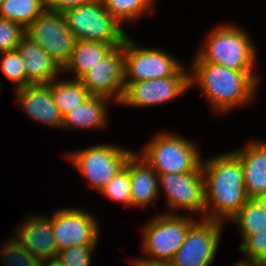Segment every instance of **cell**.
<instances>
[{"label": "cell", "instance_id": "27", "mask_svg": "<svg viewBox=\"0 0 266 266\" xmlns=\"http://www.w3.org/2000/svg\"><path fill=\"white\" fill-rule=\"evenodd\" d=\"M3 58L1 63V69L5 76L14 82L17 86L15 89L24 88L27 86V75L24 59L21 57L19 51L12 50L2 52Z\"/></svg>", "mask_w": 266, "mask_h": 266}, {"label": "cell", "instance_id": "32", "mask_svg": "<svg viewBox=\"0 0 266 266\" xmlns=\"http://www.w3.org/2000/svg\"><path fill=\"white\" fill-rule=\"evenodd\" d=\"M94 0H45L47 10L64 12L70 8L83 5Z\"/></svg>", "mask_w": 266, "mask_h": 266}, {"label": "cell", "instance_id": "33", "mask_svg": "<svg viewBox=\"0 0 266 266\" xmlns=\"http://www.w3.org/2000/svg\"><path fill=\"white\" fill-rule=\"evenodd\" d=\"M133 266H173L171 261L159 259H141L132 262Z\"/></svg>", "mask_w": 266, "mask_h": 266}, {"label": "cell", "instance_id": "9", "mask_svg": "<svg viewBox=\"0 0 266 266\" xmlns=\"http://www.w3.org/2000/svg\"><path fill=\"white\" fill-rule=\"evenodd\" d=\"M181 64L157 49L139 48L126 36L124 39V83H133L175 75ZM128 76L131 78L127 79Z\"/></svg>", "mask_w": 266, "mask_h": 266}, {"label": "cell", "instance_id": "6", "mask_svg": "<svg viewBox=\"0 0 266 266\" xmlns=\"http://www.w3.org/2000/svg\"><path fill=\"white\" fill-rule=\"evenodd\" d=\"M25 35L40 45L61 69L69 62L76 39L62 12L46 9L26 28Z\"/></svg>", "mask_w": 266, "mask_h": 266}, {"label": "cell", "instance_id": "19", "mask_svg": "<svg viewBox=\"0 0 266 266\" xmlns=\"http://www.w3.org/2000/svg\"><path fill=\"white\" fill-rule=\"evenodd\" d=\"M138 157L133 153L129 157V178L131 181V202L132 205H146L159 193L158 174L153 167L141 157V162L137 163Z\"/></svg>", "mask_w": 266, "mask_h": 266}, {"label": "cell", "instance_id": "30", "mask_svg": "<svg viewBox=\"0 0 266 266\" xmlns=\"http://www.w3.org/2000/svg\"><path fill=\"white\" fill-rule=\"evenodd\" d=\"M25 32L26 29L20 24L0 18V51L16 50Z\"/></svg>", "mask_w": 266, "mask_h": 266}, {"label": "cell", "instance_id": "7", "mask_svg": "<svg viewBox=\"0 0 266 266\" xmlns=\"http://www.w3.org/2000/svg\"><path fill=\"white\" fill-rule=\"evenodd\" d=\"M195 221L174 213L162 214L144 228V250L151 259L171 261L184 243L185 236Z\"/></svg>", "mask_w": 266, "mask_h": 266}, {"label": "cell", "instance_id": "1", "mask_svg": "<svg viewBox=\"0 0 266 266\" xmlns=\"http://www.w3.org/2000/svg\"><path fill=\"white\" fill-rule=\"evenodd\" d=\"M204 178L205 209H215L206 219H232L249 200L243 177V166L234 153H226L201 163ZM205 175V176H204Z\"/></svg>", "mask_w": 266, "mask_h": 266}, {"label": "cell", "instance_id": "26", "mask_svg": "<svg viewBox=\"0 0 266 266\" xmlns=\"http://www.w3.org/2000/svg\"><path fill=\"white\" fill-rule=\"evenodd\" d=\"M130 186L128 158L125 166L116 173L100 192L116 202H122L129 206L132 205Z\"/></svg>", "mask_w": 266, "mask_h": 266}, {"label": "cell", "instance_id": "12", "mask_svg": "<svg viewBox=\"0 0 266 266\" xmlns=\"http://www.w3.org/2000/svg\"><path fill=\"white\" fill-rule=\"evenodd\" d=\"M190 76L183 67L173 76L125 83V93L121 103L143 107L161 104L176 98L190 87Z\"/></svg>", "mask_w": 266, "mask_h": 266}, {"label": "cell", "instance_id": "3", "mask_svg": "<svg viewBox=\"0 0 266 266\" xmlns=\"http://www.w3.org/2000/svg\"><path fill=\"white\" fill-rule=\"evenodd\" d=\"M207 47L193 63H212L229 69L252 72L255 50L246 34L234 26H221L209 35Z\"/></svg>", "mask_w": 266, "mask_h": 266}, {"label": "cell", "instance_id": "22", "mask_svg": "<svg viewBox=\"0 0 266 266\" xmlns=\"http://www.w3.org/2000/svg\"><path fill=\"white\" fill-rule=\"evenodd\" d=\"M53 82H51V93L62 117L80 106L91 96L79 79Z\"/></svg>", "mask_w": 266, "mask_h": 266}, {"label": "cell", "instance_id": "28", "mask_svg": "<svg viewBox=\"0 0 266 266\" xmlns=\"http://www.w3.org/2000/svg\"><path fill=\"white\" fill-rule=\"evenodd\" d=\"M5 246L1 252L4 255L2 262L6 266H41V261L30 253L18 239H12Z\"/></svg>", "mask_w": 266, "mask_h": 266}, {"label": "cell", "instance_id": "21", "mask_svg": "<svg viewBox=\"0 0 266 266\" xmlns=\"http://www.w3.org/2000/svg\"><path fill=\"white\" fill-rule=\"evenodd\" d=\"M107 99L101 96H90L80 106L63 117L62 127L98 128L104 126L106 122L105 100Z\"/></svg>", "mask_w": 266, "mask_h": 266}, {"label": "cell", "instance_id": "20", "mask_svg": "<svg viewBox=\"0 0 266 266\" xmlns=\"http://www.w3.org/2000/svg\"><path fill=\"white\" fill-rule=\"evenodd\" d=\"M123 43H101L87 40H76L72 55L64 69L71 70L79 79L91 69L98 61L102 60L115 46Z\"/></svg>", "mask_w": 266, "mask_h": 266}, {"label": "cell", "instance_id": "25", "mask_svg": "<svg viewBox=\"0 0 266 266\" xmlns=\"http://www.w3.org/2000/svg\"><path fill=\"white\" fill-rule=\"evenodd\" d=\"M105 9L120 23L137 19L152 5V0H102Z\"/></svg>", "mask_w": 266, "mask_h": 266}, {"label": "cell", "instance_id": "4", "mask_svg": "<svg viewBox=\"0 0 266 266\" xmlns=\"http://www.w3.org/2000/svg\"><path fill=\"white\" fill-rule=\"evenodd\" d=\"M63 14L76 40L123 43L127 36L119 22L105 9L102 0L70 8Z\"/></svg>", "mask_w": 266, "mask_h": 266}, {"label": "cell", "instance_id": "36", "mask_svg": "<svg viewBox=\"0 0 266 266\" xmlns=\"http://www.w3.org/2000/svg\"><path fill=\"white\" fill-rule=\"evenodd\" d=\"M260 200H261V202L264 204L265 209H266V195L262 196V197L260 198Z\"/></svg>", "mask_w": 266, "mask_h": 266}, {"label": "cell", "instance_id": "10", "mask_svg": "<svg viewBox=\"0 0 266 266\" xmlns=\"http://www.w3.org/2000/svg\"><path fill=\"white\" fill-rule=\"evenodd\" d=\"M221 222L210 219L196 221L188 230L184 243L171 260L173 266H210L221 235Z\"/></svg>", "mask_w": 266, "mask_h": 266}, {"label": "cell", "instance_id": "15", "mask_svg": "<svg viewBox=\"0 0 266 266\" xmlns=\"http://www.w3.org/2000/svg\"><path fill=\"white\" fill-rule=\"evenodd\" d=\"M17 100L31 118L53 126H61L63 117L56 106L52 93L51 83L30 84L16 90Z\"/></svg>", "mask_w": 266, "mask_h": 266}, {"label": "cell", "instance_id": "18", "mask_svg": "<svg viewBox=\"0 0 266 266\" xmlns=\"http://www.w3.org/2000/svg\"><path fill=\"white\" fill-rule=\"evenodd\" d=\"M17 50L24 59L27 86L30 84H49L54 81V78L56 79L61 68L40 45L25 35L20 40Z\"/></svg>", "mask_w": 266, "mask_h": 266}, {"label": "cell", "instance_id": "5", "mask_svg": "<svg viewBox=\"0 0 266 266\" xmlns=\"http://www.w3.org/2000/svg\"><path fill=\"white\" fill-rule=\"evenodd\" d=\"M184 138L159 134L144 149L142 157L158 175L195 172L201 166L199 151Z\"/></svg>", "mask_w": 266, "mask_h": 266}, {"label": "cell", "instance_id": "16", "mask_svg": "<svg viewBox=\"0 0 266 266\" xmlns=\"http://www.w3.org/2000/svg\"><path fill=\"white\" fill-rule=\"evenodd\" d=\"M233 153L242 163L248 198L260 199L266 195V143H250L244 150Z\"/></svg>", "mask_w": 266, "mask_h": 266}, {"label": "cell", "instance_id": "34", "mask_svg": "<svg viewBox=\"0 0 266 266\" xmlns=\"http://www.w3.org/2000/svg\"><path fill=\"white\" fill-rule=\"evenodd\" d=\"M48 261H42L41 266H63L62 262L58 259V257L50 258L48 259ZM45 263L48 265H46Z\"/></svg>", "mask_w": 266, "mask_h": 266}, {"label": "cell", "instance_id": "17", "mask_svg": "<svg viewBox=\"0 0 266 266\" xmlns=\"http://www.w3.org/2000/svg\"><path fill=\"white\" fill-rule=\"evenodd\" d=\"M21 226L16 238L41 262L57 257L58 249L53 235L52 223L48 218L33 217Z\"/></svg>", "mask_w": 266, "mask_h": 266}, {"label": "cell", "instance_id": "31", "mask_svg": "<svg viewBox=\"0 0 266 266\" xmlns=\"http://www.w3.org/2000/svg\"><path fill=\"white\" fill-rule=\"evenodd\" d=\"M95 245H79L58 251L57 257L63 266H89L91 250Z\"/></svg>", "mask_w": 266, "mask_h": 266}, {"label": "cell", "instance_id": "29", "mask_svg": "<svg viewBox=\"0 0 266 266\" xmlns=\"http://www.w3.org/2000/svg\"><path fill=\"white\" fill-rule=\"evenodd\" d=\"M251 262H256L265 266L266 264V229L256 231L249 235L239 248Z\"/></svg>", "mask_w": 266, "mask_h": 266}, {"label": "cell", "instance_id": "14", "mask_svg": "<svg viewBox=\"0 0 266 266\" xmlns=\"http://www.w3.org/2000/svg\"><path fill=\"white\" fill-rule=\"evenodd\" d=\"M167 193L168 204L172 208L204 211V177L201 166L195 172L165 173L158 175Z\"/></svg>", "mask_w": 266, "mask_h": 266}, {"label": "cell", "instance_id": "23", "mask_svg": "<svg viewBox=\"0 0 266 266\" xmlns=\"http://www.w3.org/2000/svg\"><path fill=\"white\" fill-rule=\"evenodd\" d=\"M45 10V0H4L0 5V18L26 29Z\"/></svg>", "mask_w": 266, "mask_h": 266}, {"label": "cell", "instance_id": "8", "mask_svg": "<svg viewBox=\"0 0 266 266\" xmlns=\"http://www.w3.org/2000/svg\"><path fill=\"white\" fill-rule=\"evenodd\" d=\"M131 154L114 145H97L75 152L69 161L89 180L91 186L101 191L125 166Z\"/></svg>", "mask_w": 266, "mask_h": 266}, {"label": "cell", "instance_id": "11", "mask_svg": "<svg viewBox=\"0 0 266 266\" xmlns=\"http://www.w3.org/2000/svg\"><path fill=\"white\" fill-rule=\"evenodd\" d=\"M79 80L91 96L110 98L115 95L116 100L121 102L125 93L124 41L85 72Z\"/></svg>", "mask_w": 266, "mask_h": 266}, {"label": "cell", "instance_id": "35", "mask_svg": "<svg viewBox=\"0 0 266 266\" xmlns=\"http://www.w3.org/2000/svg\"><path fill=\"white\" fill-rule=\"evenodd\" d=\"M233 266H263L262 264L256 263V262H251V261H246V262H240L237 263Z\"/></svg>", "mask_w": 266, "mask_h": 266}, {"label": "cell", "instance_id": "13", "mask_svg": "<svg viewBox=\"0 0 266 266\" xmlns=\"http://www.w3.org/2000/svg\"><path fill=\"white\" fill-rule=\"evenodd\" d=\"M51 219L58 251L79 245H97L98 224L89 213L78 209L58 210Z\"/></svg>", "mask_w": 266, "mask_h": 266}, {"label": "cell", "instance_id": "24", "mask_svg": "<svg viewBox=\"0 0 266 266\" xmlns=\"http://www.w3.org/2000/svg\"><path fill=\"white\" fill-rule=\"evenodd\" d=\"M242 230L243 239L266 229V209L260 199H249L232 218Z\"/></svg>", "mask_w": 266, "mask_h": 266}, {"label": "cell", "instance_id": "2", "mask_svg": "<svg viewBox=\"0 0 266 266\" xmlns=\"http://www.w3.org/2000/svg\"><path fill=\"white\" fill-rule=\"evenodd\" d=\"M193 66L195 75L190 76V84L195 80L200 84L216 111L225 112L253 99L259 80L252 72L236 71L212 63H193Z\"/></svg>", "mask_w": 266, "mask_h": 266}]
</instances>
